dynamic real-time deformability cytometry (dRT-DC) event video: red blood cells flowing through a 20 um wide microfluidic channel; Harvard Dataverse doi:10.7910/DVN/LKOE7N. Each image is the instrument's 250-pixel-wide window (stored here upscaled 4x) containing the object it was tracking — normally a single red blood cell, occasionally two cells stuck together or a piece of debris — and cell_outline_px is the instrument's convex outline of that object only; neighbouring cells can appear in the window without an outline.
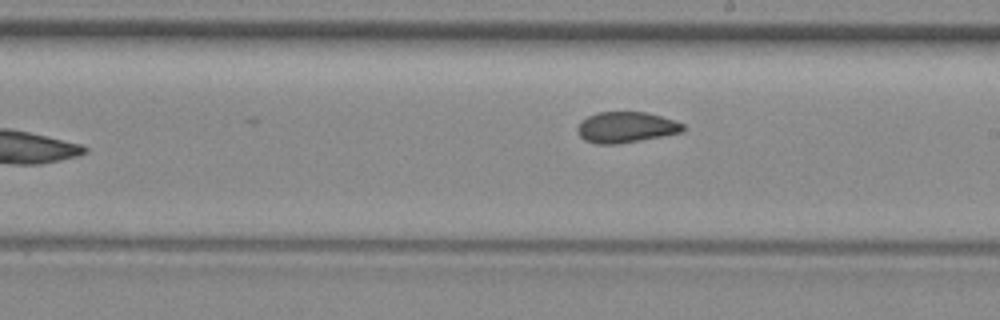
{"species": "common noctule bat (a hibernating species)", "species_latin": "Nyctalus noctula", "temperature_condition": "room temperature", "stored_images_in_passage": 7, "camera_frame_rate_fps": 3000, "um_per_image_px": 0.085, "animal": {"sex": "female", "body_mass_g": 29.2, "forearm_length_mm": 56.3}, "frame": {"image": 1, "passage_image": 7, "time_ms": 7.0, "image_size_px": [1000, 320], "cell_outline_px": [[684, 128], [680, 132], [640, 140], [616, 144], [596, 144], [584, 140], [580, 136], [576, 128], [580, 120], [596, 112], [648, 112], [684, 124]], "centroid_in_image_um": [53.14, 10.81], "position_along_channel_um": 235.9, "area_um2": 18.84}}